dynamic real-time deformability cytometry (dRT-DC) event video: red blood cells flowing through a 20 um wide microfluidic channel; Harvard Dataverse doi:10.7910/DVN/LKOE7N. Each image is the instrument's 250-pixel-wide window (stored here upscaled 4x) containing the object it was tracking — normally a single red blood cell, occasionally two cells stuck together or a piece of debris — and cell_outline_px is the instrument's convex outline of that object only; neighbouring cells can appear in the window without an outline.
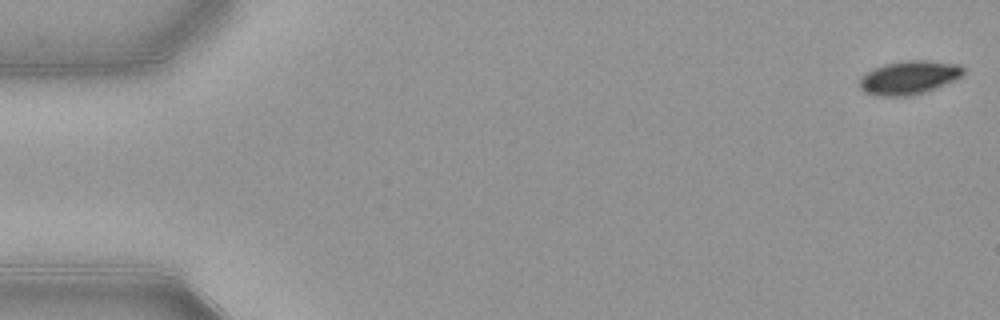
{"species": "common noctule bat (a hibernating species)", "species_latin": "Nyctalus noctula", "temperature_condition": "warm", "stored_images_in_passage": 53, "camera_frame_rate_fps": 3000, "um_per_image_px": 0.085, "animal": {"sex": "female", "body_mass_g": 21.9}, "frame": {"image": 1, "passage_image": 1, "time_ms": 0.0, "image_size_px": [1000, 320], "cell_outline_px": [[964, 76], [924, 92], [912, 96], [880, 96], [864, 92], [860, 88], [860, 80], [868, 72], [884, 64], [908, 60], [924, 60], [960, 64], [964, 68]], "centroid_in_image_um": [77.31, 6.59], "position_along_channel_um": 7.7, "area_um2": 20.11}}
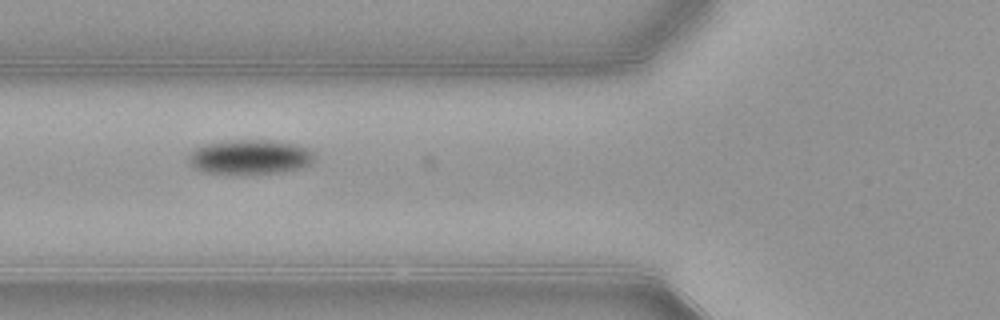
{"frame": {"image": 2, "passage_image": 20, "time_ms": 6.333, "image_size_px": [1000, 320], "cell_outline_px": [[312, 160], [308, 164], [300, 168], [284, 172], [248, 176], [244, 176], [204, 172], [196, 168], [188, 160], [188, 156], [196, 148], [204, 144], [228, 140], [276, 140], [296, 144], [308, 148], [312, 152]], "centroid_in_image_um": [21.23, 13.37], "position_along_channel_um": 104.6, "area_um2": 25.95}}
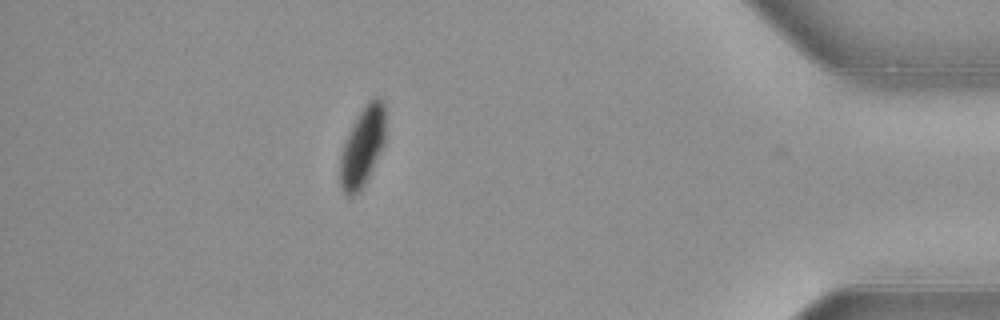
{"frame": {"image": 3, "passage_image": 47, "time_ms": 15.333, "image_size_px": [1000, 320], "cell_outline_px": [[384, 144], [364, 184], [352, 196], [348, 196], [344, 192], [340, 184], [340, 160], [344, 144], [360, 112], [368, 100], [372, 96], [380, 96], [384, 104]], "centroid_in_image_um": [30.82, 12.43], "position_along_channel_um": 404.4, "area_um2": 20.29}, "authors_computed_cell_mechanics": {"area_um2": 22.4842, "velocity_mm_per_s": 3.8719, "shape_relaxation_time_tau1_ms": 1.9917, "shape_relaxation_time_tau2_ms": 5.7505, "deformation_change_tau1": 0.1085, "deformation_change_tau2": 0.0369}}